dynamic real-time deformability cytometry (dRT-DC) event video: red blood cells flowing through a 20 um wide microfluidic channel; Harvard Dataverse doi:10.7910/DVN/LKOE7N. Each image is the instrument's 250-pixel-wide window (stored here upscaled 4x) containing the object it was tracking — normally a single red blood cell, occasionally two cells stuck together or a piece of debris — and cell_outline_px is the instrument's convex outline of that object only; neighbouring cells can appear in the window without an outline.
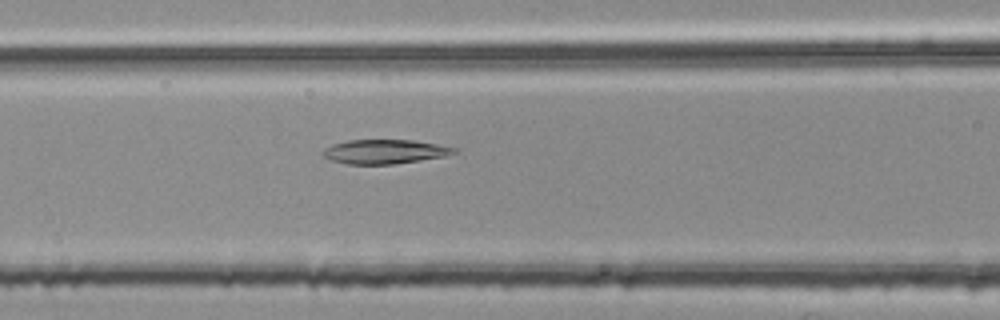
{"species": "common noctule bat (a hibernating species)", "species_latin": "Nyctalus noctula", "temperature_condition": "room temperature", "stored_images_in_passage": 41, "camera_frame_rate_fps": 3000, "um_per_image_px": 0.085, "animal": {"sex": "female", "body_mass_g": 25.1}, "frame": {"image": 1, "passage_image": 9, "time_ms": 2.667, "image_size_px": [1000, 320], "cell_outline_px": [[456, 152], [444, 156], [420, 160], [392, 164], [348, 164], [332, 160], [324, 156], [320, 152], [324, 148], [332, 144], [348, 140], [412, 140], [436, 144], [456, 148]], "centroid_in_image_um": [32.65, 12.88], "position_along_channel_um": 134.0, "area_um2": 18.32}}
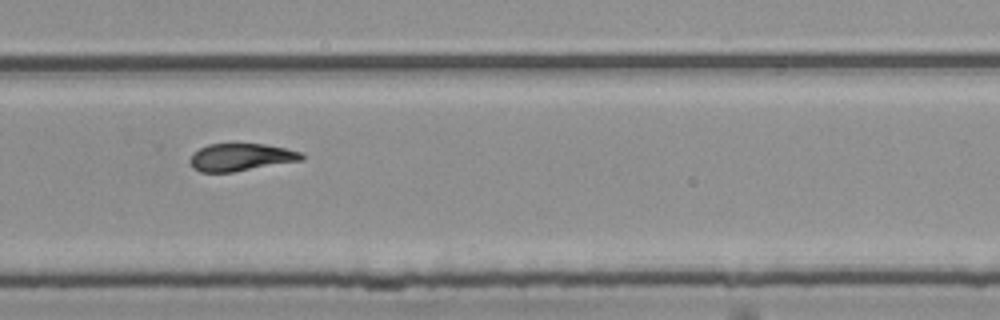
{"frame": {"image": 2, "passage_image": 23, "time_ms": 7.333, "image_size_px": [1000, 320], "cell_outline_px": [[304, 160], [232, 172], [200, 172], [192, 168], [188, 160], [192, 152], [208, 144], [236, 140], [264, 144], [284, 148], [300, 152], [304, 156]], "centroid_in_image_um": [20.41, 13.31], "position_along_channel_um": 309.4, "area_um2": 18.73}}
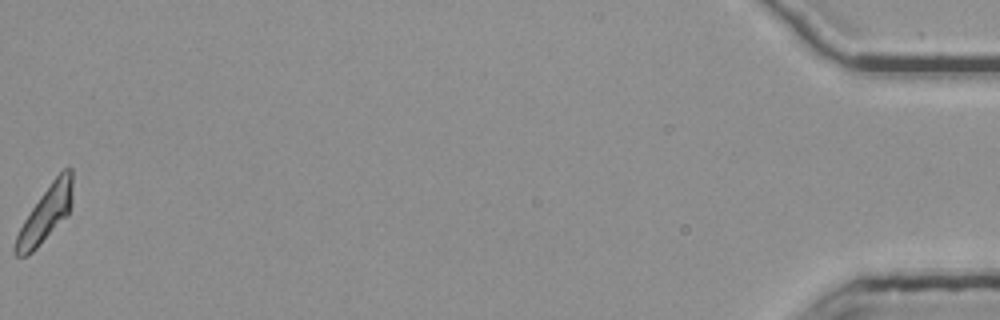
{"frame": {"image": 3, "passage_image": 41, "time_ms": 13.333, "image_size_px": [1000, 320], "cell_outline_px": [[72, 204], [68, 216], [28, 256], [16, 256], [12, 252], [12, 248], [16, 236], [24, 220], [40, 196], [52, 180], [64, 168], [72, 168]], "centroid_in_image_um": [3.87, 18.21], "position_along_channel_um": 431.3, "area_um2": 18.5}, "authors_computed_cell_mechanics": {"area_um2": 18.4382, "velocity_mm_per_s": 3.7697, "shape_relaxation_time_tau1_ms": null, "shape_relaxation_time_tau2_ms": 3.5955, "deformation_change_tau1": null, "deformation_change_tau2": 0.1202}}